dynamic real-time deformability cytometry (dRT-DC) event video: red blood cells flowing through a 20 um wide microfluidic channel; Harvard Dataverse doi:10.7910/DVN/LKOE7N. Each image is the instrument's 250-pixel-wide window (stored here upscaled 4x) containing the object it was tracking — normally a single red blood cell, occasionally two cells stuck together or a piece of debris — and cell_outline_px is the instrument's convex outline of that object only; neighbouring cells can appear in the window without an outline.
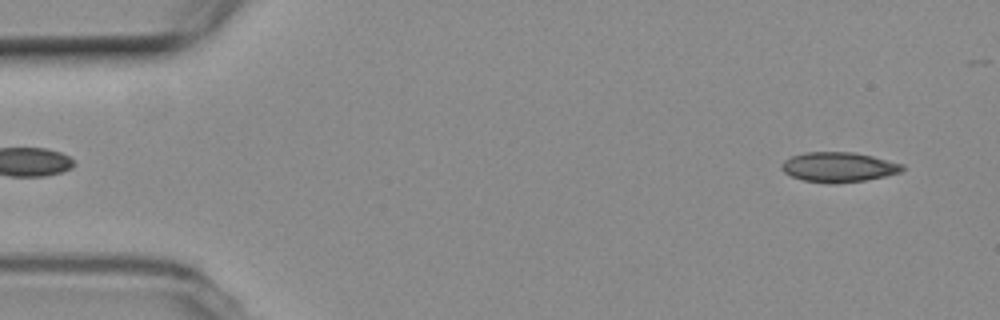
{"species": "common noctule bat (a hibernating species)", "species_latin": "Nyctalus noctula", "temperature_condition": "room temperature", "stored_images_in_passage": 46, "camera_frame_rate_fps": 3000, "um_per_image_px": 0.085, "animal": {"sex": "female", "body_mass_g": 19.3, "forearm_length_mm": 54.1}, "frame": {"image": 1, "passage_image": 3, "time_ms": 0.667, "image_size_px": [1000, 320], "cell_outline_px": [[904, 168], [900, 172], [884, 176], [864, 180], [836, 184], [804, 180], [792, 176], [784, 172], [780, 168], [780, 164], [784, 160], [792, 156], [804, 152], [852, 152], [872, 156], [904, 164]], "centroid_in_image_um": [71.26, 14.2], "position_along_channel_um": 13.7, "area_um2": 20.92}}
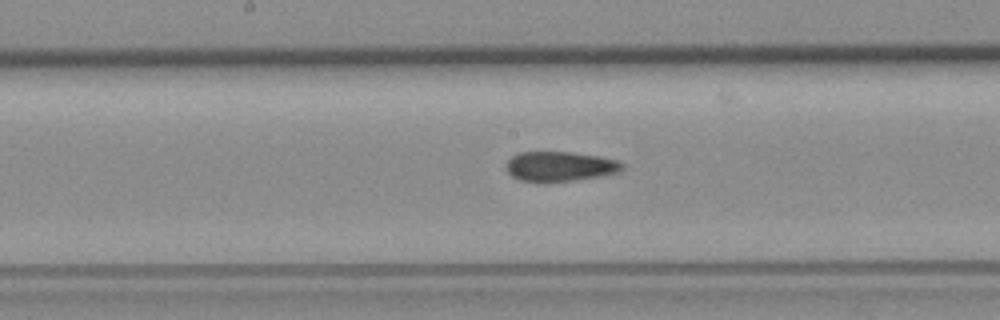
{"frame": {"image": 2, "passage_image": 27, "time_ms": 8.667, "image_size_px": [1000, 320], "cell_outline_px": [[624, 168], [620, 172], [600, 176], [544, 184], [520, 180], [512, 176], [508, 172], [504, 164], [512, 156], [520, 152], [572, 152], [600, 156], [616, 160], [624, 164]], "centroid_in_image_um": [47.57, 14.16], "position_along_channel_um": 200.6, "area_um2": 20.58}}
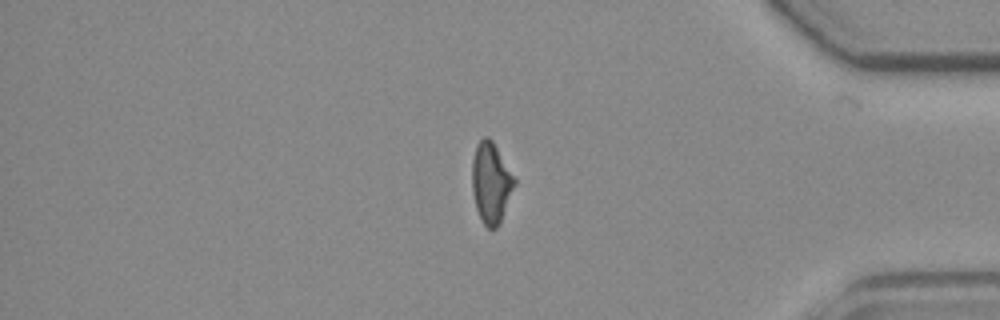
{"frame": {"image": 3, "passage_image": 45, "time_ms": 14.667, "image_size_px": [1000, 320], "cell_outline_px": [[516, 184], [500, 220], [496, 228], [488, 228], [484, 224], [476, 208], [472, 192], [472, 160], [476, 144], [484, 136], [488, 136], [492, 140], [516, 180]], "centroid_in_image_um": [41.72, 15.5], "position_along_channel_um": 393.5, "area_um2": 19.65}}